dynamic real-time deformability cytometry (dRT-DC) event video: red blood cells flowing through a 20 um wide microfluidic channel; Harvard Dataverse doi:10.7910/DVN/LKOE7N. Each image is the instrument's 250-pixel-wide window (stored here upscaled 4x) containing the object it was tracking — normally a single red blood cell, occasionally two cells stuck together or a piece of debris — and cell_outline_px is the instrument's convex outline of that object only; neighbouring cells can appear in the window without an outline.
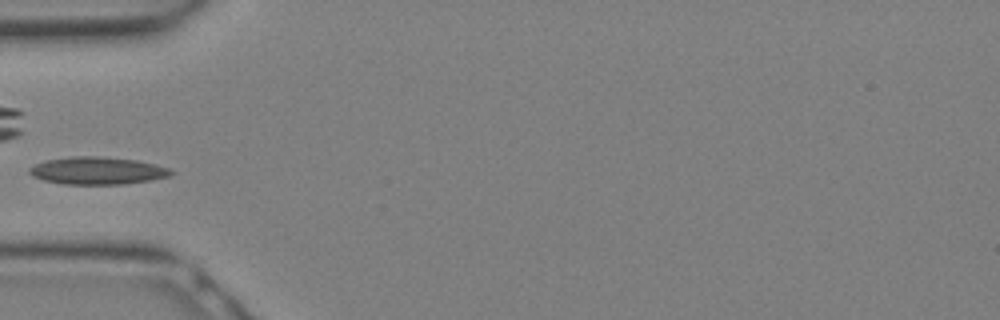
{"species": "Egyptian fruit bat (a non-hibernating species)", "species_latin": "Rousettus aegyptiacus", "temperature_condition": "warm", "stored_images_in_passage": 7, "camera_frame_rate_fps": 3000, "um_per_image_px": 0.085, "animal": {"sex": "female"}, "frame": {"image": 1, "passage_image": 6, "time_ms": 1.667, "image_size_px": [1000, 320], "cell_outline_px": [[176, 172], [168, 176], [152, 180], [124, 184], [64, 184], [44, 180], [32, 176], [28, 172], [28, 168], [36, 164], [48, 160], [72, 156], [100, 156], [136, 160], [156, 164], [168, 168]], "centroid_in_image_um": [8.29, 14.51], "position_along_channel_um": 76.7, "area_um2": 22.66}}